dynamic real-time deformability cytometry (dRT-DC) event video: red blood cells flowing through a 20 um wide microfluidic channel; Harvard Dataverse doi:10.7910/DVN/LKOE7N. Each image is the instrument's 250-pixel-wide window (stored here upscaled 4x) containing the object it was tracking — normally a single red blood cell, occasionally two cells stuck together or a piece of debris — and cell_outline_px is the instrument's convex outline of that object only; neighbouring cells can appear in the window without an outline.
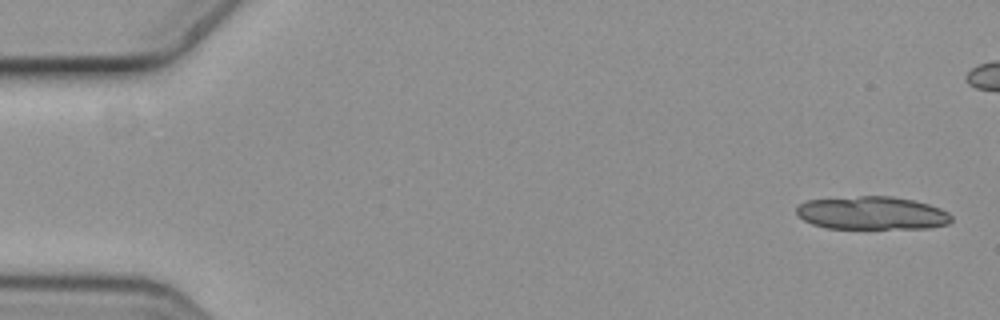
{"species": "common noctule bat (a hibernating species)", "species_latin": "Nyctalus noctula", "temperature_condition": "cold", "stored_images_in_passage": 7, "camera_frame_rate_fps": 3000, "um_per_image_px": 0.085, "animal": {"sex": "female", "body_mass_g": 19.3, "forearm_length_mm": 54.1}, "frame": {"image": 1, "passage_image": 1, "time_ms": 0.0, "image_size_px": [1000, 320], "cell_outline_px": [[952, 220], [948, 224], [928, 228], [824, 228], [812, 224], [804, 220], [796, 212], [796, 208], [800, 204], [808, 200], [860, 196], [892, 196], [912, 200], [928, 204], [940, 208], [948, 212], [952, 216]], "centroid_in_image_um": [74.13, 18.11], "position_along_channel_um": 10.9, "area_um2": 29.82}}